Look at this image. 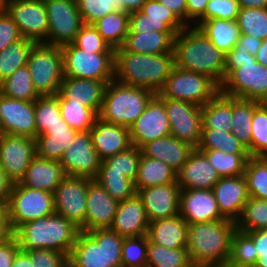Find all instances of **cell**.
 <instances>
[{"instance_id": "obj_1", "label": "cell", "mask_w": 267, "mask_h": 267, "mask_svg": "<svg viewBox=\"0 0 267 267\" xmlns=\"http://www.w3.org/2000/svg\"><path fill=\"white\" fill-rule=\"evenodd\" d=\"M175 66L224 81L225 54L218 50L196 26H186L173 41Z\"/></svg>"}, {"instance_id": "obj_2", "label": "cell", "mask_w": 267, "mask_h": 267, "mask_svg": "<svg viewBox=\"0 0 267 267\" xmlns=\"http://www.w3.org/2000/svg\"><path fill=\"white\" fill-rule=\"evenodd\" d=\"M174 67V53L115 51L114 80L124 85L147 88L158 94Z\"/></svg>"}, {"instance_id": "obj_3", "label": "cell", "mask_w": 267, "mask_h": 267, "mask_svg": "<svg viewBox=\"0 0 267 267\" xmlns=\"http://www.w3.org/2000/svg\"><path fill=\"white\" fill-rule=\"evenodd\" d=\"M236 222L219 219L188 225L187 244L194 267L228 262Z\"/></svg>"}, {"instance_id": "obj_4", "label": "cell", "mask_w": 267, "mask_h": 267, "mask_svg": "<svg viewBox=\"0 0 267 267\" xmlns=\"http://www.w3.org/2000/svg\"><path fill=\"white\" fill-rule=\"evenodd\" d=\"M80 232L72 221L53 213L25 224L15 232L21 250L47 249L70 255Z\"/></svg>"}, {"instance_id": "obj_5", "label": "cell", "mask_w": 267, "mask_h": 267, "mask_svg": "<svg viewBox=\"0 0 267 267\" xmlns=\"http://www.w3.org/2000/svg\"><path fill=\"white\" fill-rule=\"evenodd\" d=\"M123 240L124 237L110 228L80 231L68 263L71 267H123Z\"/></svg>"}, {"instance_id": "obj_6", "label": "cell", "mask_w": 267, "mask_h": 267, "mask_svg": "<svg viewBox=\"0 0 267 267\" xmlns=\"http://www.w3.org/2000/svg\"><path fill=\"white\" fill-rule=\"evenodd\" d=\"M154 95L147 88L110 81L106 85L98 117L107 123L130 128Z\"/></svg>"}, {"instance_id": "obj_7", "label": "cell", "mask_w": 267, "mask_h": 267, "mask_svg": "<svg viewBox=\"0 0 267 267\" xmlns=\"http://www.w3.org/2000/svg\"><path fill=\"white\" fill-rule=\"evenodd\" d=\"M34 88L40 96L56 95L64 79L61 47L35 43L26 63Z\"/></svg>"}, {"instance_id": "obj_8", "label": "cell", "mask_w": 267, "mask_h": 267, "mask_svg": "<svg viewBox=\"0 0 267 267\" xmlns=\"http://www.w3.org/2000/svg\"><path fill=\"white\" fill-rule=\"evenodd\" d=\"M220 92V86L207 75L175 66L158 92L162 98L204 106Z\"/></svg>"}, {"instance_id": "obj_9", "label": "cell", "mask_w": 267, "mask_h": 267, "mask_svg": "<svg viewBox=\"0 0 267 267\" xmlns=\"http://www.w3.org/2000/svg\"><path fill=\"white\" fill-rule=\"evenodd\" d=\"M64 77L114 80L115 52H89L74 43L61 46Z\"/></svg>"}, {"instance_id": "obj_10", "label": "cell", "mask_w": 267, "mask_h": 267, "mask_svg": "<svg viewBox=\"0 0 267 267\" xmlns=\"http://www.w3.org/2000/svg\"><path fill=\"white\" fill-rule=\"evenodd\" d=\"M7 208L15 232L22 224L55 213L54 195L14 183Z\"/></svg>"}, {"instance_id": "obj_11", "label": "cell", "mask_w": 267, "mask_h": 267, "mask_svg": "<svg viewBox=\"0 0 267 267\" xmlns=\"http://www.w3.org/2000/svg\"><path fill=\"white\" fill-rule=\"evenodd\" d=\"M220 92L231 97L267 103V67L256 60L243 62L225 78Z\"/></svg>"}, {"instance_id": "obj_12", "label": "cell", "mask_w": 267, "mask_h": 267, "mask_svg": "<svg viewBox=\"0 0 267 267\" xmlns=\"http://www.w3.org/2000/svg\"><path fill=\"white\" fill-rule=\"evenodd\" d=\"M48 17L46 44L63 46L73 43L84 24L77 0H44Z\"/></svg>"}, {"instance_id": "obj_13", "label": "cell", "mask_w": 267, "mask_h": 267, "mask_svg": "<svg viewBox=\"0 0 267 267\" xmlns=\"http://www.w3.org/2000/svg\"><path fill=\"white\" fill-rule=\"evenodd\" d=\"M3 9L18 26L23 38L46 44L48 17L44 0H8Z\"/></svg>"}, {"instance_id": "obj_14", "label": "cell", "mask_w": 267, "mask_h": 267, "mask_svg": "<svg viewBox=\"0 0 267 267\" xmlns=\"http://www.w3.org/2000/svg\"><path fill=\"white\" fill-rule=\"evenodd\" d=\"M93 179L67 176L55 189V213L72 221L79 229L85 225L88 185Z\"/></svg>"}, {"instance_id": "obj_15", "label": "cell", "mask_w": 267, "mask_h": 267, "mask_svg": "<svg viewBox=\"0 0 267 267\" xmlns=\"http://www.w3.org/2000/svg\"><path fill=\"white\" fill-rule=\"evenodd\" d=\"M164 106L170 124V135L197 148L203 127L202 107L167 98H164Z\"/></svg>"}, {"instance_id": "obj_16", "label": "cell", "mask_w": 267, "mask_h": 267, "mask_svg": "<svg viewBox=\"0 0 267 267\" xmlns=\"http://www.w3.org/2000/svg\"><path fill=\"white\" fill-rule=\"evenodd\" d=\"M101 162L93 146L90 131H78L60 159L67 176L89 179L97 177Z\"/></svg>"}, {"instance_id": "obj_17", "label": "cell", "mask_w": 267, "mask_h": 267, "mask_svg": "<svg viewBox=\"0 0 267 267\" xmlns=\"http://www.w3.org/2000/svg\"><path fill=\"white\" fill-rule=\"evenodd\" d=\"M131 146L141 148L144 144L170 135V124L166 115L164 98L155 94L144 112L129 128Z\"/></svg>"}, {"instance_id": "obj_18", "label": "cell", "mask_w": 267, "mask_h": 267, "mask_svg": "<svg viewBox=\"0 0 267 267\" xmlns=\"http://www.w3.org/2000/svg\"><path fill=\"white\" fill-rule=\"evenodd\" d=\"M36 156V140L25 136L0 135V166L18 183Z\"/></svg>"}, {"instance_id": "obj_19", "label": "cell", "mask_w": 267, "mask_h": 267, "mask_svg": "<svg viewBox=\"0 0 267 267\" xmlns=\"http://www.w3.org/2000/svg\"><path fill=\"white\" fill-rule=\"evenodd\" d=\"M0 125L2 134L35 139V104L6 97L0 93Z\"/></svg>"}, {"instance_id": "obj_20", "label": "cell", "mask_w": 267, "mask_h": 267, "mask_svg": "<svg viewBox=\"0 0 267 267\" xmlns=\"http://www.w3.org/2000/svg\"><path fill=\"white\" fill-rule=\"evenodd\" d=\"M228 262L235 267H267V235L235 230Z\"/></svg>"}, {"instance_id": "obj_21", "label": "cell", "mask_w": 267, "mask_h": 267, "mask_svg": "<svg viewBox=\"0 0 267 267\" xmlns=\"http://www.w3.org/2000/svg\"><path fill=\"white\" fill-rule=\"evenodd\" d=\"M181 188L176 182L141 188L137 195L142 199L149 222L179 214Z\"/></svg>"}, {"instance_id": "obj_22", "label": "cell", "mask_w": 267, "mask_h": 267, "mask_svg": "<svg viewBox=\"0 0 267 267\" xmlns=\"http://www.w3.org/2000/svg\"><path fill=\"white\" fill-rule=\"evenodd\" d=\"M179 215L188 224L225 219L212 189H181Z\"/></svg>"}, {"instance_id": "obj_23", "label": "cell", "mask_w": 267, "mask_h": 267, "mask_svg": "<svg viewBox=\"0 0 267 267\" xmlns=\"http://www.w3.org/2000/svg\"><path fill=\"white\" fill-rule=\"evenodd\" d=\"M220 214L236 222L249 199L244 175L220 177L212 188Z\"/></svg>"}, {"instance_id": "obj_24", "label": "cell", "mask_w": 267, "mask_h": 267, "mask_svg": "<svg viewBox=\"0 0 267 267\" xmlns=\"http://www.w3.org/2000/svg\"><path fill=\"white\" fill-rule=\"evenodd\" d=\"M118 205L119 201L110 196L93 179L88 185L85 225L80 231L89 232L93 229L110 228Z\"/></svg>"}, {"instance_id": "obj_25", "label": "cell", "mask_w": 267, "mask_h": 267, "mask_svg": "<svg viewBox=\"0 0 267 267\" xmlns=\"http://www.w3.org/2000/svg\"><path fill=\"white\" fill-rule=\"evenodd\" d=\"M149 221L142 199L137 193L129 199L119 202L110 229L124 238L147 235Z\"/></svg>"}, {"instance_id": "obj_26", "label": "cell", "mask_w": 267, "mask_h": 267, "mask_svg": "<svg viewBox=\"0 0 267 267\" xmlns=\"http://www.w3.org/2000/svg\"><path fill=\"white\" fill-rule=\"evenodd\" d=\"M219 179L205 154L197 148L177 172V183L181 189H212Z\"/></svg>"}, {"instance_id": "obj_27", "label": "cell", "mask_w": 267, "mask_h": 267, "mask_svg": "<svg viewBox=\"0 0 267 267\" xmlns=\"http://www.w3.org/2000/svg\"><path fill=\"white\" fill-rule=\"evenodd\" d=\"M91 139L101 160L131 147L129 128L107 123L99 117L90 129Z\"/></svg>"}, {"instance_id": "obj_28", "label": "cell", "mask_w": 267, "mask_h": 267, "mask_svg": "<svg viewBox=\"0 0 267 267\" xmlns=\"http://www.w3.org/2000/svg\"><path fill=\"white\" fill-rule=\"evenodd\" d=\"M66 177L60 161L44 159L36 155L19 183L32 189L54 193Z\"/></svg>"}, {"instance_id": "obj_29", "label": "cell", "mask_w": 267, "mask_h": 267, "mask_svg": "<svg viewBox=\"0 0 267 267\" xmlns=\"http://www.w3.org/2000/svg\"><path fill=\"white\" fill-rule=\"evenodd\" d=\"M108 82L110 81L64 77L59 94L66 100L82 102L84 106L91 108L98 115Z\"/></svg>"}, {"instance_id": "obj_30", "label": "cell", "mask_w": 267, "mask_h": 267, "mask_svg": "<svg viewBox=\"0 0 267 267\" xmlns=\"http://www.w3.org/2000/svg\"><path fill=\"white\" fill-rule=\"evenodd\" d=\"M144 156L166 163L178 172L188 160L194 147L168 135L144 144L141 148Z\"/></svg>"}, {"instance_id": "obj_31", "label": "cell", "mask_w": 267, "mask_h": 267, "mask_svg": "<svg viewBox=\"0 0 267 267\" xmlns=\"http://www.w3.org/2000/svg\"><path fill=\"white\" fill-rule=\"evenodd\" d=\"M188 223L178 214L149 222L147 238L166 248H186Z\"/></svg>"}, {"instance_id": "obj_32", "label": "cell", "mask_w": 267, "mask_h": 267, "mask_svg": "<svg viewBox=\"0 0 267 267\" xmlns=\"http://www.w3.org/2000/svg\"><path fill=\"white\" fill-rule=\"evenodd\" d=\"M174 32L128 33L120 48L115 51H127L141 54L173 53Z\"/></svg>"}, {"instance_id": "obj_33", "label": "cell", "mask_w": 267, "mask_h": 267, "mask_svg": "<svg viewBox=\"0 0 267 267\" xmlns=\"http://www.w3.org/2000/svg\"><path fill=\"white\" fill-rule=\"evenodd\" d=\"M77 132L69 125L47 128L44 134L37 135L35 138L36 155L44 159L60 161Z\"/></svg>"}, {"instance_id": "obj_34", "label": "cell", "mask_w": 267, "mask_h": 267, "mask_svg": "<svg viewBox=\"0 0 267 267\" xmlns=\"http://www.w3.org/2000/svg\"><path fill=\"white\" fill-rule=\"evenodd\" d=\"M194 26L225 55L234 48L240 35L237 20L208 19L198 20Z\"/></svg>"}, {"instance_id": "obj_35", "label": "cell", "mask_w": 267, "mask_h": 267, "mask_svg": "<svg viewBox=\"0 0 267 267\" xmlns=\"http://www.w3.org/2000/svg\"><path fill=\"white\" fill-rule=\"evenodd\" d=\"M177 181V172L166 163L141 154L138 174L134 181L136 192L141 188L165 185Z\"/></svg>"}, {"instance_id": "obj_36", "label": "cell", "mask_w": 267, "mask_h": 267, "mask_svg": "<svg viewBox=\"0 0 267 267\" xmlns=\"http://www.w3.org/2000/svg\"><path fill=\"white\" fill-rule=\"evenodd\" d=\"M202 129L231 130L232 97L219 92L201 108Z\"/></svg>"}, {"instance_id": "obj_37", "label": "cell", "mask_w": 267, "mask_h": 267, "mask_svg": "<svg viewBox=\"0 0 267 267\" xmlns=\"http://www.w3.org/2000/svg\"><path fill=\"white\" fill-rule=\"evenodd\" d=\"M260 102L232 97L231 133L243 143L251 156V122L254 109Z\"/></svg>"}, {"instance_id": "obj_38", "label": "cell", "mask_w": 267, "mask_h": 267, "mask_svg": "<svg viewBox=\"0 0 267 267\" xmlns=\"http://www.w3.org/2000/svg\"><path fill=\"white\" fill-rule=\"evenodd\" d=\"M130 15L123 11L107 14L92 25L110 45L111 48H120L129 32Z\"/></svg>"}, {"instance_id": "obj_39", "label": "cell", "mask_w": 267, "mask_h": 267, "mask_svg": "<svg viewBox=\"0 0 267 267\" xmlns=\"http://www.w3.org/2000/svg\"><path fill=\"white\" fill-rule=\"evenodd\" d=\"M34 104L36 136L44 134L47 128L68 126L61 115L58 93L39 96Z\"/></svg>"}, {"instance_id": "obj_40", "label": "cell", "mask_w": 267, "mask_h": 267, "mask_svg": "<svg viewBox=\"0 0 267 267\" xmlns=\"http://www.w3.org/2000/svg\"><path fill=\"white\" fill-rule=\"evenodd\" d=\"M236 229L267 235V200L249 197L240 218L236 221Z\"/></svg>"}, {"instance_id": "obj_41", "label": "cell", "mask_w": 267, "mask_h": 267, "mask_svg": "<svg viewBox=\"0 0 267 267\" xmlns=\"http://www.w3.org/2000/svg\"><path fill=\"white\" fill-rule=\"evenodd\" d=\"M0 93L9 98L24 101H35L40 96L34 88L27 65L18 68L0 82Z\"/></svg>"}, {"instance_id": "obj_42", "label": "cell", "mask_w": 267, "mask_h": 267, "mask_svg": "<svg viewBox=\"0 0 267 267\" xmlns=\"http://www.w3.org/2000/svg\"><path fill=\"white\" fill-rule=\"evenodd\" d=\"M146 267H194L187 248H166L147 238Z\"/></svg>"}, {"instance_id": "obj_43", "label": "cell", "mask_w": 267, "mask_h": 267, "mask_svg": "<svg viewBox=\"0 0 267 267\" xmlns=\"http://www.w3.org/2000/svg\"><path fill=\"white\" fill-rule=\"evenodd\" d=\"M152 22V31L174 32L182 31L186 25L165 5L158 0H147L141 10Z\"/></svg>"}, {"instance_id": "obj_44", "label": "cell", "mask_w": 267, "mask_h": 267, "mask_svg": "<svg viewBox=\"0 0 267 267\" xmlns=\"http://www.w3.org/2000/svg\"><path fill=\"white\" fill-rule=\"evenodd\" d=\"M220 177L244 175L250 154H233L214 149H199Z\"/></svg>"}, {"instance_id": "obj_45", "label": "cell", "mask_w": 267, "mask_h": 267, "mask_svg": "<svg viewBox=\"0 0 267 267\" xmlns=\"http://www.w3.org/2000/svg\"><path fill=\"white\" fill-rule=\"evenodd\" d=\"M68 255L54 250H19L10 267H67Z\"/></svg>"}, {"instance_id": "obj_46", "label": "cell", "mask_w": 267, "mask_h": 267, "mask_svg": "<svg viewBox=\"0 0 267 267\" xmlns=\"http://www.w3.org/2000/svg\"><path fill=\"white\" fill-rule=\"evenodd\" d=\"M197 149H214L233 154H249L248 148L231 131L202 129Z\"/></svg>"}, {"instance_id": "obj_47", "label": "cell", "mask_w": 267, "mask_h": 267, "mask_svg": "<svg viewBox=\"0 0 267 267\" xmlns=\"http://www.w3.org/2000/svg\"><path fill=\"white\" fill-rule=\"evenodd\" d=\"M35 42L22 38L0 51V82L25 66Z\"/></svg>"}, {"instance_id": "obj_48", "label": "cell", "mask_w": 267, "mask_h": 267, "mask_svg": "<svg viewBox=\"0 0 267 267\" xmlns=\"http://www.w3.org/2000/svg\"><path fill=\"white\" fill-rule=\"evenodd\" d=\"M58 99L63 120L77 131H90L98 115L82 102L66 100L59 93Z\"/></svg>"}, {"instance_id": "obj_49", "label": "cell", "mask_w": 267, "mask_h": 267, "mask_svg": "<svg viewBox=\"0 0 267 267\" xmlns=\"http://www.w3.org/2000/svg\"><path fill=\"white\" fill-rule=\"evenodd\" d=\"M141 154L140 148L131 146L126 151L117 153L103 160L99 172L123 173L124 176L135 181L138 174V164Z\"/></svg>"}, {"instance_id": "obj_50", "label": "cell", "mask_w": 267, "mask_h": 267, "mask_svg": "<svg viewBox=\"0 0 267 267\" xmlns=\"http://www.w3.org/2000/svg\"><path fill=\"white\" fill-rule=\"evenodd\" d=\"M244 177L249 197L267 200V156L250 157Z\"/></svg>"}, {"instance_id": "obj_51", "label": "cell", "mask_w": 267, "mask_h": 267, "mask_svg": "<svg viewBox=\"0 0 267 267\" xmlns=\"http://www.w3.org/2000/svg\"><path fill=\"white\" fill-rule=\"evenodd\" d=\"M237 23L240 34L267 38V8H239Z\"/></svg>"}, {"instance_id": "obj_52", "label": "cell", "mask_w": 267, "mask_h": 267, "mask_svg": "<svg viewBox=\"0 0 267 267\" xmlns=\"http://www.w3.org/2000/svg\"><path fill=\"white\" fill-rule=\"evenodd\" d=\"M94 180L119 202L132 198L137 193L134 181L124 176L123 173L98 172Z\"/></svg>"}, {"instance_id": "obj_53", "label": "cell", "mask_w": 267, "mask_h": 267, "mask_svg": "<svg viewBox=\"0 0 267 267\" xmlns=\"http://www.w3.org/2000/svg\"><path fill=\"white\" fill-rule=\"evenodd\" d=\"M251 132V157L267 156V103L254 109Z\"/></svg>"}, {"instance_id": "obj_54", "label": "cell", "mask_w": 267, "mask_h": 267, "mask_svg": "<svg viewBox=\"0 0 267 267\" xmlns=\"http://www.w3.org/2000/svg\"><path fill=\"white\" fill-rule=\"evenodd\" d=\"M121 257L123 267H146L147 235L124 238Z\"/></svg>"}, {"instance_id": "obj_55", "label": "cell", "mask_w": 267, "mask_h": 267, "mask_svg": "<svg viewBox=\"0 0 267 267\" xmlns=\"http://www.w3.org/2000/svg\"><path fill=\"white\" fill-rule=\"evenodd\" d=\"M118 0H77L84 24H93L107 14L117 11Z\"/></svg>"}, {"instance_id": "obj_56", "label": "cell", "mask_w": 267, "mask_h": 267, "mask_svg": "<svg viewBox=\"0 0 267 267\" xmlns=\"http://www.w3.org/2000/svg\"><path fill=\"white\" fill-rule=\"evenodd\" d=\"M73 43L89 52H115L92 24H83Z\"/></svg>"}, {"instance_id": "obj_57", "label": "cell", "mask_w": 267, "mask_h": 267, "mask_svg": "<svg viewBox=\"0 0 267 267\" xmlns=\"http://www.w3.org/2000/svg\"><path fill=\"white\" fill-rule=\"evenodd\" d=\"M239 12L236 0H209L205 14L199 20H237Z\"/></svg>"}, {"instance_id": "obj_58", "label": "cell", "mask_w": 267, "mask_h": 267, "mask_svg": "<svg viewBox=\"0 0 267 267\" xmlns=\"http://www.w3.org/2000/svg\"><path fill=\"white\" fill-rule=\"evenodd\" d=\"M22 38L12 18L4 9H0V51Z\"/></svg>"}, {"instance_id": "obj_59", "label": "cell", "mask_w": 267, "mask_h": 267, "mask_svg": "<svg viewBox=\"0 0 267 267\" xmlns=\"http://www.w3.org/2000/svg\"><path fill=\"white\" fill-rule=\"evenodd\" d=\"M256 60L249 52L238 51L235 48L225 55L224 80L236 68L242 66L245 61Z\"/></svg>"}, {"instance_id": "obj_60", "label": "cell", "mask_w": 267, "mask_h": 267, "mask_svg": "<svg viewBox=\"0 0 267 267\" xmlns=\"http://www.w3.org/2000/svg\"><path fill=\"white\" fill-rule=\"evenodd\" d=\"M19 250V243L15 236L6 242L0 243V267H10Z\"/></svg>"}, {"instance_id": "obj_61", "label": "cell", "mask_w": 267, "mask_h": 267, "mask_svg": "<svg viewBox=\"0 0 267 267\" xmlns=\"http://www.w3.org/2000/svg\"><path fill=\"white\" fill-rule=\"evenodd\" d=\"M209 0H186L187 26L194 24L205 14Z\"/></svg>"}, {"instance_id": "obj_62", "label": "cell", "mask_w": 267, "mask_h": 267, "mask_svg": "<svg viewBox=\"0 0 267 267\" xmlns=\"http://www.w3.org/2000/svg\"><path fill=\"white\" fill-rule=\"evenodd\" d=\"M130 24L128 33H141L152 31V22L147 15L139 11L129 13Z\"/></svg>"}, {"instance_id": "obj_63", "label": "cell", "mask_w": 267, "mask_h": 267, "mask_svg": "<svg viewBox=\"0 0 267 267\" xmlns=\"http://www.w3.org/2000/svg\"><path fill=\"white\" fill-rule=\"evenodd\" d=\"M262 40L245 34H240L234 48L238 51L249 52L251 55H256L259 47L261 46Z\"/></svg>"}, {"instance_id": "obj_64", "label": "cell", "mask_w": 267, "mask_h": 267, "mask_svg": "<svg viewBox=\"0 0 267 267\" xmlns=\"http://www.w3.org/2000/svg\"><path fill=\"white\" fill-rule=\"evenodd\" d=\"M14 237L7 206H0V243Z\"/></svg>"}, {"instance_id": "obj_65", "label": "cell", "mask_w": 267, "mask_h": 267, "mask_svg": "<svg viewBox=\"0 0 267 267\" xmlns=\"http://www.w3.org/2000/svg\"><path fill=\"white\" fill-rule=\"evenodd\" d=\"M162 5L175 13V15L187 26L186 0H158Z\"/></svg>"}, {"instance_id": "obj_66", "label": "cell", "mask_w": 267, "mask_h": 267, "mask_svg": "<svg viewBox=\"0 0 267 267\" xmlns=\"http://www.w3.org/2000/svg\"><path fill=\"white\" fill-rule=\"evenodd\" d=\"M14 182L0 166V206H7Z\"/></svg>"}, {"instance_id": "obj_67", "label": "cell", "mask_w": 267, "mask_h": 267, "mask_svg": "<svg viewBox=\"0 0 267 267\" xmlns=\"http://www.w3.org/2000/svg\"><path fill=\"white\" fill-rule=\"evenodd\" d=\"M146 1L147 0H118L117 11H123L126 13L139 11Z\"/></svg>"}, {"instance_id": "obj_68", "label": "cell", "mask_w": 267, "mask_h": 267, "mask_svg": "<svg viewBox=\"0 0 267 267\" xmlns=\"http://www.w3.org/2000/svg\"><path fill=\"white\" fill-rule=\"evenodd\" d=\"M239 8H267V0H236Z\"/></svg>"}, {"instance_id": "obj_69", "label": "cell", "mask_w": 267, "mask_h": 267, "mask_svg": "<svg viewBox=\"0 0 267 267\" xmlns=\"http://www.w3.org/2000/svg\"><path fill=\"white\" fill-rule=\"evenodd\" d=\"M255 58L257 62L267 67V38L262 40L261 46L259 47Z\"/></svg>"}, {"instance_id": "obj_70", "label": "cell", "mask_w": 267, "mask_h": 267, "mask_svg": "<svg viewBox=\"0 0 267 267\" xmlns=\"http://www.w3.org/2000/svg\"><path fill=\"white\" fill-rule=\"evenodd\" d=\"M202 267H235V266L229 262H224V263L208 264Z\"/></svg>"}, {"instance_id": "obj_71", "label": "cell", "mask_w": 267, "mask_h": 267, "mask_svg": "<svg viewBox=\"0 0 267 267\" xmlns=\"http://www.w3.org/2000/svg\"><path fill=\"white\" fill-rule=\"evenodd\" d=\"M8 0H0V9H3L5 7V4Z\"/></svg>"}]
</instances>
